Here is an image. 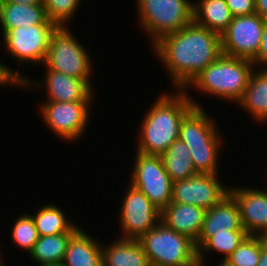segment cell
Returning a JSON list of instances; mask_svg holds the SVG:
<instances>
[{"label":"cell","instance_id":"cell-1","mask_svg":"<svg viewBox=\"0 0 267 266\" xmlns=\"http://www.w3.org/2000/svg\"><path fill=\"white\" fill-rule=\"evenodd\" d=\"M174 89L184 90L209 64L222 55L221 35L194 21L153 45Z\"/></svg>","mask_w":267,"mask_h":266},{"label":"cell","instance_id":"cell-2","mask_svg":"<svg viewBox=\"0 0 267 266\" xmlns=\"http://www.w3.org/2000/svg\"><path fill=\"white\" fill-rule=\"evenodd\" d=\"M174 92H161L151 103L149 110L142 116L138 128L137 151L147 155H162L179 137L180 124L183 117L196 103L190 92L173 89Z\"/></svg>","mask_w":267,"mask_h":266},{"label":"cell","instance_id":"cell-3","mask_svg":"<svg viewBox=\"0 0 267 266\" xmlns=\"http://www.w3.org/2000/svg\"><path fill=\"white\" fill-rule=\"evenodd\" d=\"M207 112L203 107L194 106L183 117L178 138L189 148L198 173L219 175L223 136Z\"/></svg>","mask_w":267,"mask_h":266},{"label":"cell","instance_id":"cell-4","mask_svg":"<svg viewBox=\"0 0 267 266\" xmlns=\"http://www.w3.org/2000/svg\"><path fill=\"white\" fill-rule=\"evenodd\" d=\"M255 65L252 60L222 54L184 89L194 88L207 96L235 104L242 98Z\"/></svg>","mask_w":267,"mask_h":266},{"label":"cell","instance_id":"cell-5","mask_svg":"<svg viewBox=\"0 0 267 266\" xmlns=\"http://www.w3.org/2000/svg\"><path fill=\"white\" fill-rule=\"evenodd\" d=\"M150 266H196L195 242L159 222L138 239Z\"/></svg>","mask_w":267,"mask_h":266},{"label":"cell","instance_id":"cell-6","mask_svg":"<svg viewBox=\"0 0 267 266\" xmlns=\"http://www.w3.org/2000/svg\"><path fill=\"white\" fill-rule=\"evenodd\" d=\"M135 5L137 21L152 40L151 46L193 21V1L190 0H137Z\"/></svg>","mask_w":267,"mask_h":266},{"label":"cell","instance_id":"cell-7","mask_svg":"<svg viewBox=\"0 0 267 266\" xmlns=\"http://www.w3.org/2000/svg\"><path fill=\"white\" fill-rule=\"evenodd\" d=\"M67 26H56L52 31L43 65L93 85V62L89 51Z\"/></svg>","mask_w":267,"mask_h":266},{"label":"cell","instance_id":"cell-8","mask_svg":"<svg viewBox=\"0 0 267 266\" xmlns=\"http://www.w3.org/2000/svg\"><path fill=\"white\" fill-rule=\"evenodd\" d=\"M93 101L43 102L39 114L57 138L75 142L83 137L91 118Z\"/></svg>","mask_w":267,"mask_h":266},{"label":"cell","instance_id":"cell-9","mask_svg":"<svg viewBox=\"0 0 267 266\" xmlns=\"http://www.w3.org/2000/svg\"><path fill=\"white\" fill-rule=\"evenodd\" d=\"M133 167L129 183L162 212L171 203L172 181L161 156L136 151Z\"/></svg>","mask_w":267,"mask_h":266},{"label":"cell","instance_id":"cell-10","mask_svg":"<svg viewBox=\"0 0 267 266\" xmlns=\"http://www.w3.org/2000/svg\"><path fill=\"white\" fill-rule=\"evenodd\" d=\"M55 28V24H40L9 29L2 37L7 55L11 56V60H16L19 67L21 64H39L41 67Z\"/></svg>","mask_w":267,"mask_h":266},{"label":"cell","instance_id":"cell-11","mask_svg":"<svg viewBox=\"0 0 267 266\" xmlns=\"http://www.w3.org/2000/svg\"><path fill=\"white\" fill-rule=\"evenodd\" d=\"M125 190L119 209L122 233L119 238L138 240L161 221V211L130 183Z\"/></svg>","mask_w":267,"mask_h":266},{"label":"cell","instance_id":"cell-12","mask_svg":"<svg viewBox=\"0 0 267 266\" xmlns=\"http://www.w3.org/2000/svg\"><path fill=\"white\" fill-rule=\"evenodd\" d=\"M264 23L256 13L233 17L221 34L222 54L253 60L262 41Z\"/></svg>","mask_w":267,"mask_h":266},{"label":"cell","instance_id":"cell-13","mask_svg":"<svg viewBox=\"0 0 267 266\" xmlns=\"http://www.w3.org/2000/svg\"><path fill=\"white\" fill-rule=\"evenodd\" d=\"M220 175L197 174L172 182L171 202L195 205L209 210L229 194L230 187L220 182Z\"/></svg>","mask_w":267,"mask_h":266},{"label":"cell","instance_id":"cell-14","mask_svg":"<svg viewBox=\"0 0 267 266\" xmlns=\"http://www.w3.org/2000/svg\"><path fill=\"white\" fill-rule=\"evenodd\" d=\"M43 84L27 77L21 84V88H33L39 90L46 88V99L43 102H75L93 101L95 98L94 86H91L85 79H78L64 73L47 69L44 67ZM38 82V83H37ZM45 82V84H44ZM34 86V87H33ZM41 86V87H40ZM36 87V88H35Z\"/></svg>","mask_w":267,"mask_h":266},{"label":"cell","instance_id":"cell-15","mask_svg":"<svg viewBox=\"0 0 267 266\" xmlns=\"http://www.w3.org/2000/svg\"><path fill=\"white\" fill-rule=\"evenodd\" d=\"M236 200L242 227L248 235L262 236L267 232V189L229 186Z\"/></svg>","mask_w":267,"mask_h":266},{"label":"cell","instance_id":"cell-16","mask_svg":"<svg viewBox=\"0 0 267 266\" xmlns=\"http://www.w3.org/2000/svg\"><path fill=\"white\" fill-rule=\"evenodd\" d=\"M229 230H245L241 224L238 204L230 193L205 211L202 229L195 242L196 248L214 234L227 233Z\"/></svg>","mask_w":267,"mask_h":266},{"label":"cell","instance_id":"cell-17","mask_svg":"<svg viewBox=\"0 0 267 266\" xmlns=\"http://www.w3.org/2000/svg\"><path fill=\"white\" fill-rule=\"evenodd\" d=\"M205 211L195 205L171 202L161 212V222L196 242L202 229Z\"/></svg>","mask_w":267,"mask_h":266},{"label":"cell","instance_id":"cell-18","mask_svg":"<svg viewBox=\"0 0 267 266\" xmlns=\"http://www.w3.org/2000/svg\"><path fill=\"white\" fill-rule=\"evenodd\" d=\"M63 266H103L102 244L81 227L69 240Z\"/></svg>","mask_w":267,"mask_h":266},{"label":"cell","instance_id":"cell-19","mask_svg":"<svg viewBox=\"0 0 267 266\" xmlns=\"http://www.w3.org/2000/svg\"><path fill=\"white\" fill-rule=\"evenodd\" d=\"M236 104L257 124H267V69L254 68L245 92Z\"/></svg>","mask_w":267,"mask_h":266},{"label":"cell","instance_id":"cell-20","mask_svg":"<svg viewBox=\"0 0 267 266\" xmlns=\"http://www.w3.org/2000/svg\"><path fill=\"white\" fill-rule=\"evenodd\" d=\"M40 24H54L48 20L43 4H0V26L2 28V35L9 29Z\"/></svg>","mask_w":267,"mask_h":266},{"label":"cell","instance_id":"cell-21","mask_svg":"<svg viewBox=\"0 0 267 266\" xmlns=\"http://www.w3.org/2000/svg\"><path fill=\"white\" fill-rule=\"evenodd\" d=\"M103 266H150L141 244L135 239L115 238L102 243Z\"/></svg>","mask_w":267,"mask_h":266},{"label":"cell","instance_id":"cell-22","mask_svg":"<svg viewBox=\"0 0 267 266\" xmlns=\"http://www.w3.org/2000/svg\"><path fill=\"white\" fill-rule=\"evenodd\" d=\"M232 19L233 15L225 0L193 2V21L220 35L228 28Z\"/></svg>","mask_w":267,"mask_h":266},{"label":"cell","instance_id":"cell-23","mask_svg":"<svg viewBox=\"0 0 267 266\" xmlns=\"http://www.w3.org/2000/svg\"><path fill=\"white\" fill-rule=\"evenodd\" d=\"M39 236L76 233L80 227L67 219L65 212L56 204H44L37 213L30 214Z\"/></svg>","mask_w":267,"mask_h":266},{"label":"cell","instance_id":"cell-24","mask_svg":"<svg viewBox=\"0 0 267 266\" xmlns=\"http://www.w3.org/2000/svg\"><path fill=\"white\" fill-rule=\"evenodd\" d=\"M161 158L172 182L199 174L194 167L189 148L179 138L170 144Z\"/></svg>","mask_w":267,"mask_h":266},{"label":"cell","instance_id":"cell-25","mask_svg":"<svg viewBox=\"0 0 267 266\" xmlns=\"http://www.w3.org/2000/svg\"><path fill=\"white\" fill-rule=\"evenodd\" d=\"M75 233L39 236L29 257L38 266L60 264L63 262L67 245Z\"/></svg>","mask_w":267,"mask_h":266},{"label":"cell","instance_id":"cell-26","mask_svg":"<svg viewBox=\"0 0 267 266\" xmlns=\"http://www.w3.org/2000/svg\"><path fill=\"white\" fill-rule=\"evenodd\" d=\"M247 236L245 230H229L227 233L214 234L197 249L198 263L206 265V255L212 251L222 254V259H226Z\"/></svg>","mask_w":267,"mask_h":266},{"label":"cell","instance_id":"cell-27","mask_svg":"<svg viewBox=\"0 0 267 266\" xmlns=\"http://www.w3.org/2000/svg\"><path fill=\"white\" fill-rule=\"evenodd\" d=\"M264 246L262 236L248 235L226 260L234 266H258Z\"/></svg>","mask_w":267,"mask_h":266},{"label":"cell","instance_id":"cell-28","mask_svg":"<svg viewBox=\"0 0 267 266\" xmlns=\"http://www.w3.org/2000/svg\"><path fill=\"white\" fill-rule=\"evenodd\" d=\"M11 241L16 244V247L24 249L28 254L32 251L39 235L30 213H22L15 220L11 229Z\"/></svg>","mask_w":267,"mask_h":266},{"label":"cell","instance_id":"cell-29","mask_svg":"<svg viewBox=\"0 0 267 266\" xmlns=\"http://www.w3.org/2000/svg\"><path fill=\"white\" fill-rule=\"evenodd\" d=\"M81 3L82 0H43L47 18L56 26H67Z\"/></svg>","mask_w":267,"mask_h":266},{"label":"cell","instance_id":"cell-30","mask_svg":"<svg viewBox=\"0 0 267 266\" xmlns=\"http://www.w3.org/2000/svg\"><path fill=\"white\" fill-rule=\"evenodd\" d=\"M27 77V75L23 73L21 74L17 69H15L14 71L13 69H11V67H8L4 64V62L2 63V61L0 60V87L16 86L21 88L22 82Z\"/></svg>","mask_w":267,"mask_h":266},{"label":"cell","instance_id":"cell-31","mask_svg":"<svg viewBox=\"0 0 267 266\" xmlns=\"http://www.w3.org/2000/svg\"><path fill=\"white\" fill-rule=\"evenodd\" d=\"M233 17L255 13V0H225Z\"/></svg>","mask_w":267,"mask_h":266},{"label":"cell","instance_id":"cell-32","mask_svg":"<svg viewBox=\"0 0 267 266\" xmlns=\"http://www.w3.org/2000/svg\"><path fill=\"white\" fill-rule=\"evenodd\" d=\"M252 62L255 65V68L259 67V69H267V21L264 23L262 41L257 56Z\"/></svg>","mask_w":267,"mask_h":266},{"label":"cell","instance_id":"cell-33","mask_svg":"<svg viewBox=\"0 0 267 266\" xmlns=\"http://www.w3.org/2000/svg\"><path fill=\"white\" fill-rule=\"evenodd\" d=\"M255 13L267 21V0H255Z\"/></svg>","mask_w":267,"mask_h":266},{"label":"cell","instance_id":"cell-34","mask_svg":"<svg viewBox=\"0 0 267 266\" xmlns=\"http://www.w3.org/2000/svg\"><path fill=\"white\" fill-rule=\"evenodd\" d=\"M2 3H18V4H43V0H0Z\"/></svg>","mask_w":267,"mask_h":266},{"label":"cell","instance_id":"cell-35","mask_svg":"<svg viewBox=\"0 0 267 266\" xmlns=\"http://www.w3.org/2000/svg\"><path fill=\"white\" fill-rule=\"evenodd\" d=\"M258 266H267V247H263L259 258Z\"/></svg>","mask_w":267,"mask_h":266},{"label":"cell","instance_id":"cell-36","mask_svg":"<svg viewBox=\"0 0 267 266\" xmlns=\"http://www.w3.org/2000/svg\"><path fill=\"white\" fill-rule=\"evenodd\" d=\"M218 266H234V265L228 262L226 259H222L218 264Z\"/></svg>","mask_w":267,"mask_h":266},{"label":"cell","instance_id":"cell-37","mask_svg":"<svg viewBox=\"0 0 267 266\" xmlns=\"http://www.w3.org/2000/svg\"><path fill=\"white\" fill-rule=\"evenodd\" d=\"M262 238L264 240L265 243V247H267V232L265 234L262 235Z\"/></svg>","mask_w":267,"mask_h":266},{"label":"cell","instance_id":"cell-38","mask_svg":"<svg viewBox=\"0 0 267 266\" xmlns=\"http://www.w3.org/2000/svg\"><path fill=\"white\" fill-rule=\"evenodd\" d=\"M42 266H63V264H62V263H60V264L42 265Z\"/></svg>","mask_w":267,"mask_h":266},{"label":"cell","instance_id":"cell-39","mask_svg":"<svg viewBox=\"0 0 267 266\" xmlns=\"http://www.w3.org/2000/svg\"><path fill=\"white\" fill-rule=\"evenodd\" d=\"M4 261L2 260V258H1V254H0V266H5L4 264L5 263H3Z\"/></svg>","mask_w":267,"mask_h":266},{"label":"cell","instance_id":"cell-40","mask_svg":"<svg viewBox=\"0 0 267 266\" xmlns=\"http://www.w3.org/2000/svg\"><path fill=\"white\" fill-rule=\"evenodd\" d=\"M196 266H205V265H203V264H199V263H198Z\"/></svg>","mask_w":267,"mask_h":266}]
</instances>
